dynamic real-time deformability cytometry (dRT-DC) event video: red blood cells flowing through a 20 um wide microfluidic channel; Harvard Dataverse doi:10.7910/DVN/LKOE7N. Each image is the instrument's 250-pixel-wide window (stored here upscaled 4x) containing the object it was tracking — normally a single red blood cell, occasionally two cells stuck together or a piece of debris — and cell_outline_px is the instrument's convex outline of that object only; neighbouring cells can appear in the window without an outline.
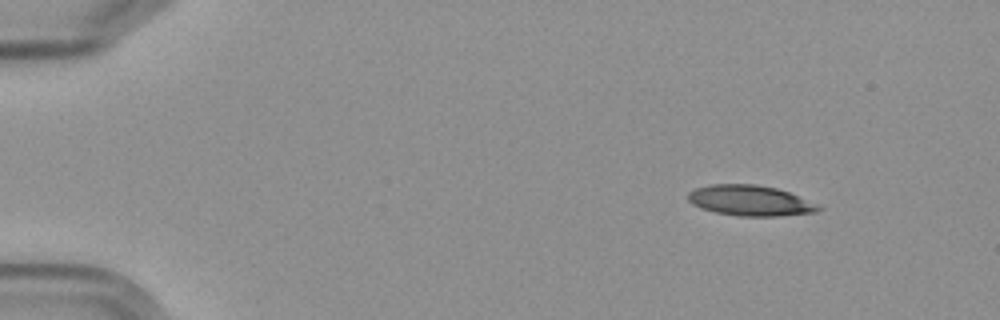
{"species": "Egyptian fruit bat (a non-hibernating species)", "species_latin": "Rousettus aegyptiacus", "temperature_condition": "cold", "stored_images_in_passage": 3, "camera_frame_rate_fps": 3000, "um_per_image_px": 0.085, "frame": {"image": 1, "passage_image": 1, "time_ms": 0.0, "image_size_px": [1000, 320], "cell_outline_px": [[824, 208], [816, 212], [780, 216], [736, 216], [716, 212], [700, 208], [692, 204], [688, 200], [688, 192], [696, 188], [712, 184], [756, 184], [776, 188], [788, 192]], "centroid_in_image_um": [63.72, 17.05], "position_along_channel_um": 21.3, "area_um2": 23.06}}
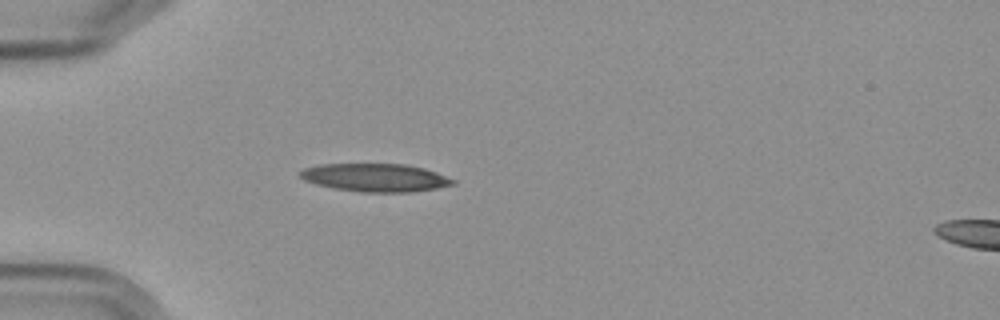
{"frame": {"image": 2, "passage_image": 3, "time_ms": 3.333, "image_size_px": [1000, 320], "cell_outline_px": [[456, 184], [436, 188], [412, 192], [360, 192], [332, 188], [316, 184], [304, 180], [300, 176], [300, 172], [304, 168], [320, 164], [404, 164], [424, 168], [436, 172], [456, 180]], "centroid_in_image_um": [31.91, 15.1], "position_along_channel_um": 53.1, "area_um2": 25.03}}